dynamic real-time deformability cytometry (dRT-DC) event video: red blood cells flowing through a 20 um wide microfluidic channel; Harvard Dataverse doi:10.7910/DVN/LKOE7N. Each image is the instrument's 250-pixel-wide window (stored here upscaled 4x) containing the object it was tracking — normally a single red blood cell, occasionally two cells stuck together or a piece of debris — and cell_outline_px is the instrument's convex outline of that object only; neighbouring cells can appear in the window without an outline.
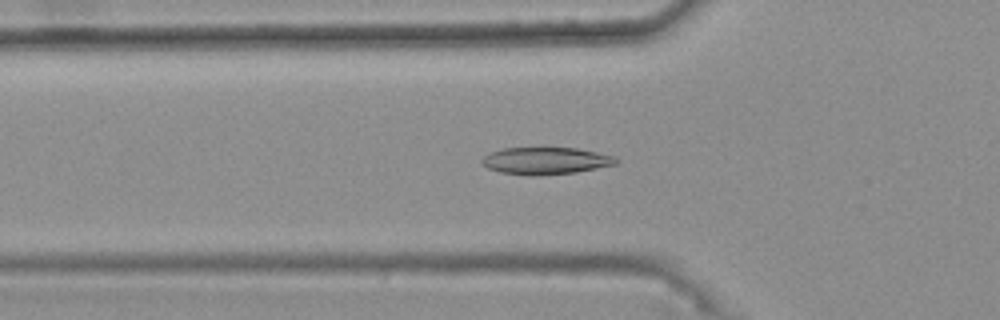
{"species": "common noctule bat (a hibernating species)", "species_latin": "Nyctalus noctula", "temperature_condition": "warm", "stored_images_in_passage": 47, "camera_frame_rate_fps": 3000, "um_per_image_px": 0.085, "animal": {"sex": "female", "body_mass_g": 25.1}, "frame": {"image": 1, "passage_image": 17, "time_ms": 5.333, "image_size_px": [1000, 320], "cell_outline_px": [[616, 164], [576, 172], [500, 172], [488, 168], [480, 160], [488, 152], [504, 148], [576, 148], [616, 156]], "centroid_in_image_um": [46.39, 13.6], "position_along_channel_um": 79.4, "area_um2": 19.94}}
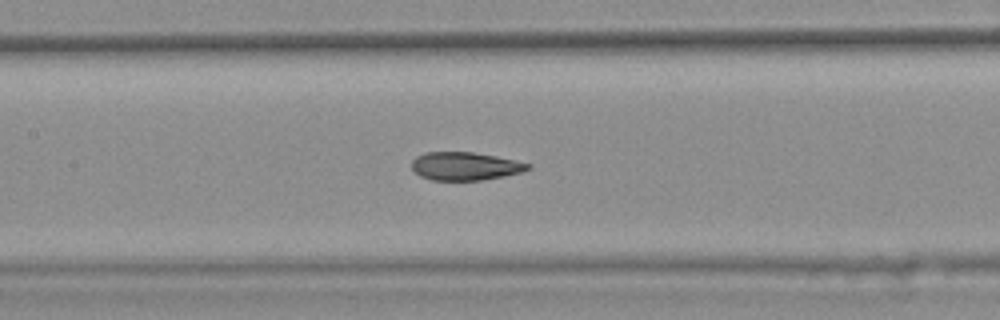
{"frame": {"image": 2, "passage_image": 24, "time_ms": 7.667, "image_size_px": [1000, 320], "cell_outline_px": [[532, 168], [520, 172], [504, 176], [480, 180], [432, 180], [420, 176], [412, 168], [412, 160], [416, 156], [424, 152], [472, 152], [496, 156], [532, 164]], "centroid_in_image_um": [39.53, 14.12], "position_along_channel_um": 167.9, "area_um2": 19.02}}
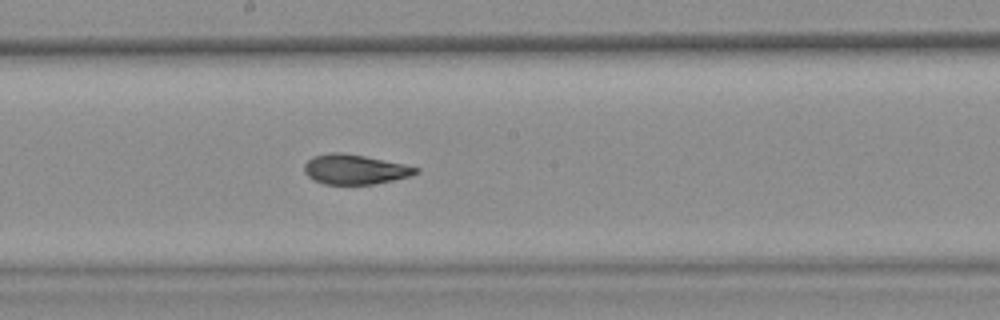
{"frame": {"image": 3, "passage_image": 28, "time_ms": 9.0, "image_size_px": [1000, 320], "cell_outline_px": [[420, 172], [408, 176], [392, 180], [372, 184], [324, 184], [308, 176], [304, 172], [304, 164], [312, 156], [332, 152], [340, 152], [364, 156], [404, 164], [420, 168]], "centroid_in_image_um": [30.15, 14.39], "position_along_channel_um": 218.1, "area_um2": 19.19}, "authors_computed_cell_mechanics": {"area_um2": 20.1144, "velocity_mm_per_s": 3.7747, "shape_relaxation_time_tau1_ms": 6.2051, "shape_relaxation_time_tau2_ms": 1.3804, "deformation_change_tau1": 0.197, "deformation_change_tau2": 0.0829}}